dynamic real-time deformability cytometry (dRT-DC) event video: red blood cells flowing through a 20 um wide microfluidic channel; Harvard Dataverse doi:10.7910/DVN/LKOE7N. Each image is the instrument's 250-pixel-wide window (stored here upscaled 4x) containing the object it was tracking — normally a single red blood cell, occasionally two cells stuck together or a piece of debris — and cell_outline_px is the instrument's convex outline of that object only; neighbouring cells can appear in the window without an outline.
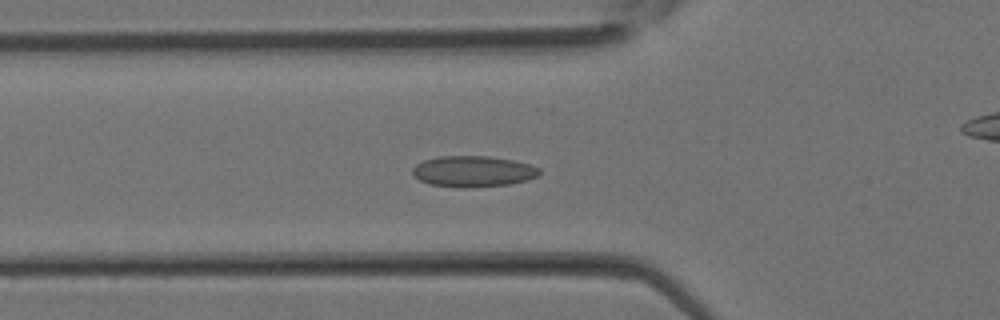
{"species": "Egyptian fruit bat (a non-hibernating species)", "species_latin": "Rousettus aegyptiacus", "temperature_condition": "room temperature", "stored_images_in_passage": 34, "camera_frame_rate_fps": 3000, "um_per_image_px": 0.085, "animal": {"sex": "female"}, "frame": {"image": 1, "passage_image": 11, "time_ms": 3.333, "image_size_px": [1000, 320], "cell_outline_px": [[540, 176], [528, 180], [508, 184], [468, 188], [464, 188], [428, 184], [412, 176], [412, 168], [416, 164], [424, 160], [440, 156], [488, 156], [512, 160], [532, 164], [540, 168]], "centroid_in_image_um": [40.22, 14.57], "position_along_channel_um": 85.6, "area_um2": 23.18}}
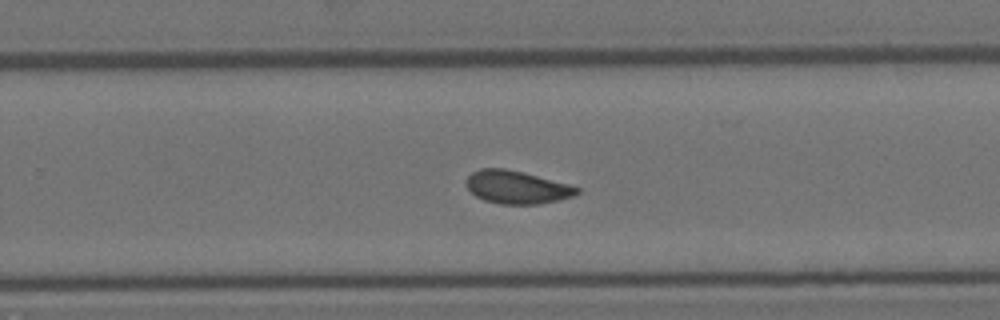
{"frame": {"image": 2, "passage_image": 21, "time_ms": 6.667, "image_size_px": [1000, 320], "cell_outline_px": [[580, 192], [572, 196], [560, 200], [536, 204], [500, 204], [484, 200], [476, 196], [468, 188], [468, 176], [472, 172], [480, 168], [504, 168], [568, 184], [580, 188]], "centroid_in_image_um": [43.93, 15.92], "position_along_channel_um": 285.9, "area_um2": 20.87}}
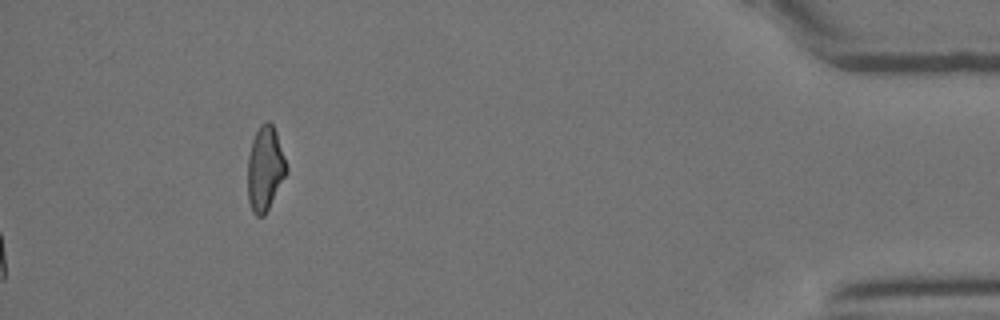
{"frame": {"image": 3, "passage_image": 34, "time_ms": 11.0, "image_size_px": [1000, 320], "cell_outline_px": [[288, 172], [264, 216], [256, 216], [252, 212], [248, 200], [248, 156], [252, 140], [260, 124], [264, 120], [268, 120], [272, 124], [276, 132], [288, 168]], "centroid_in_image_um": [22.53, 14.33], "position_along_channel_um": 412.7, "area_um2": 19.13}}